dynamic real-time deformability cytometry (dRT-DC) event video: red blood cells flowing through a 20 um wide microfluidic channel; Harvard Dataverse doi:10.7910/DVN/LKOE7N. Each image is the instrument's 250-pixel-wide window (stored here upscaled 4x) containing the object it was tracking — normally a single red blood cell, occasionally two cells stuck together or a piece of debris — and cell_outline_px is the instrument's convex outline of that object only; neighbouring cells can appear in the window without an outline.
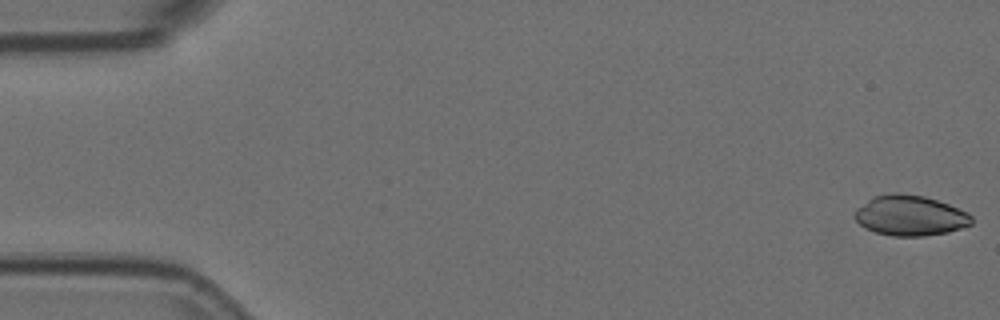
{"species": "Egyptian fruit bat (a non-hibernating species)", "species_latin": "Rousettus aegyptiacus", "temperature_condition": "room temperature", "stored_images_in_passage": 13, "camera_frame_rate_fps": 3000, "um_per_image_px": 0.085, "animal": {"sex": "female"}, "frame": {"image": 1, "passage_image": 1, "time_ms": 0.0, "image_size_px": [1000, 320], "cell_outline_px": [[972, 224], [948, 232], [924, 236], [892, 236], [876, 232], [860, 224], [852, 216], [856, 208], [872, 196], [892, 192], [896, 192], [924, 196], [948, 204], [968, 212], [972, 216]], "centroid_in_image_um": [77.34, 18.31], "position_along_channel_um": 7.7, "area_um2": 27.57}}